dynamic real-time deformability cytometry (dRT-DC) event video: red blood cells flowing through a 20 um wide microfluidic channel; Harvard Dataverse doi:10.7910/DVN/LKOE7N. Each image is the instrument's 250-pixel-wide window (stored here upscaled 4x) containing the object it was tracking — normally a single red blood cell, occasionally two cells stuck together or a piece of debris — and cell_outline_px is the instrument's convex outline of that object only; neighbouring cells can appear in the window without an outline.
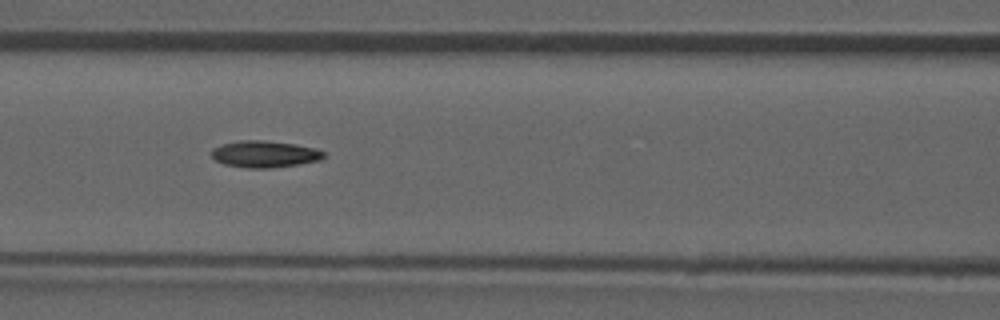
{"species": "common noctule bat (a hibernating species)", "species_latin": "Nyctalus noctula", "temperature_condition": "room temperature", "stored_images_in_passage": 52, "camera_frame_rate_fps": 3000, "um_per_image_px": 0.085, "animal": {"sex": "male", "forearm_length_mm": 52.5}, "frame": {"image": 1, "passage_image": 23, "time_ms": 7.333, "image_size_px": [1000, 320], "cell_outline_px": [[324, 156], [320, 160], [272, 168], [248, 168], [224, 164], [216, 160], [212, 156], [212, 148], [224, 144], [240, 140], [264, 140], [296, 144], [316, 148], [324, 152]], "centroid_in_image_um": [22.5, 13.09], "position_along_channel_um": 144.1, "area_um2": 17.34}, "authors_computed_cell_mechanics": {"area_um2": 17.1666, "velocity_mm_per_s": 3.9502, "shape_relaxation_time_tau1_ms": null, "shape_relaxation_time_tau2_ms": 4.9337, "deformation_change_tau1": null, "deformation_change_tau2": 0.1248}}